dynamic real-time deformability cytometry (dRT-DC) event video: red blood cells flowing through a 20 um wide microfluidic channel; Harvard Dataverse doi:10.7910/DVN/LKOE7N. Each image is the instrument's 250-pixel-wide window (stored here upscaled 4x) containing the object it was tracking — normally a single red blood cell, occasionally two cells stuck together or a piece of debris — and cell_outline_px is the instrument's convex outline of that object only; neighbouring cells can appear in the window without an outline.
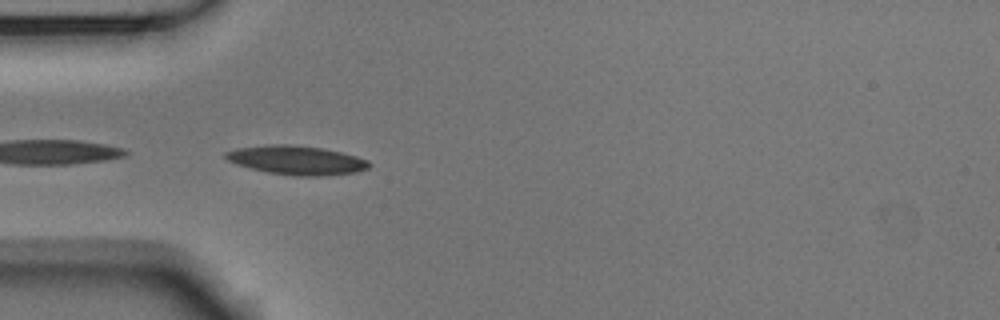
{"species": "Egyptian fruit bat (a non-hibernating species)", "species_latin": "Rousettus aegyptiacus", "temperature_condition": "room temperature", "stored_images_in_passage": 10, "camera_frame_rate_fps": 3000, "um_per_image_px": 0.085, "animal": {"sex": "male"}, "frame": {"image": 1, "passage_image": 4, "time_ms": 1.0, "image_size_px": [1000, 320], "cell_outline_px": [[372, 164], [368, 168], [356, 172], [328, 176], [296, 176], [268, 172], [236, 164], [228, 160], [224, 156], [224, 152], [236, 148], [268, 144], [288, 144], [320, 148], [340, 152], [356, 156], [368, 160]], "centroid_in_image_um": [25.21, 13.62], "position_along_channel_um": 59.8, "area_um2": 24.22}}
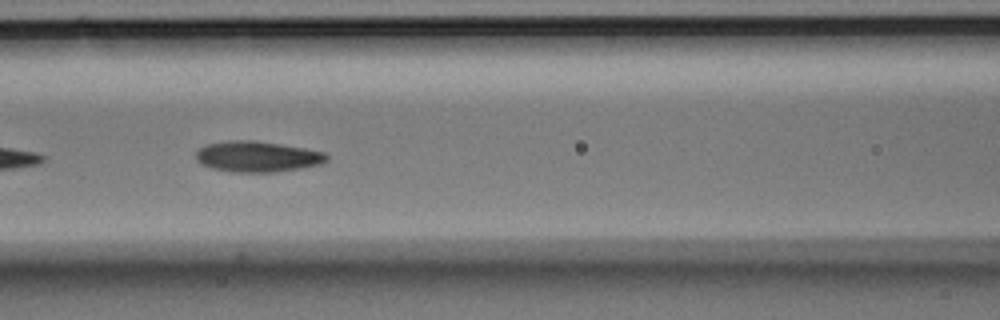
{"frame": {"image": 2, "passage_image": 6, "time_ms": 1.667, "image_size_px": [1000, 320], "cell_outline_px": [[328, 160], [320, 164], [300, 168], [276, 172], [232, 172], [212, 168], [196, 160], [196, 152], [200, 148], [208, 144], [228, 140], [256, 140], [304, 148], [324, 152], [328, 156]], "centroid_in_image_um": [21.88, 13.3], "position_along_channel_um": 144.7, "area_um2": 23.35}}
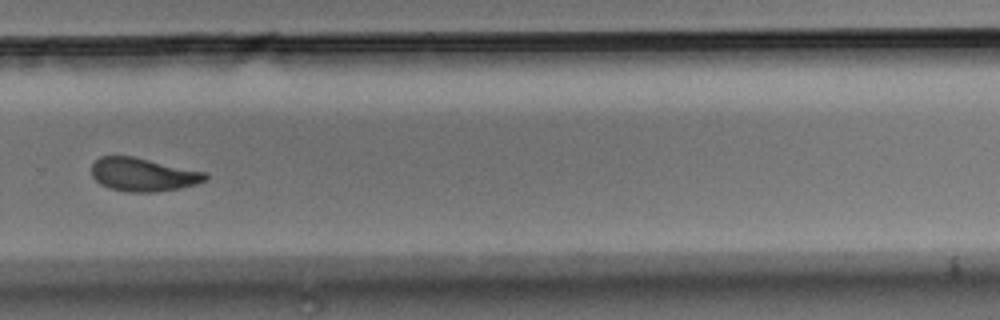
{"frame": {"image": 3, "passage_image": 10, "time_ms": 3.0, "image_size_px": [1000, 320], "cell_outline_px": [[208, 176], [204, 180], [196, 184], [180, 188], [156, 192], [128, 192], [108, 188], [100, 184], [92, 176], [92, 164], [100, 156], [132, 156], [208, 172]], "centroid_in_image_um": [12.16, 14.84], "position_along_channel_um": 317.6, "area_um2": 22.2}}